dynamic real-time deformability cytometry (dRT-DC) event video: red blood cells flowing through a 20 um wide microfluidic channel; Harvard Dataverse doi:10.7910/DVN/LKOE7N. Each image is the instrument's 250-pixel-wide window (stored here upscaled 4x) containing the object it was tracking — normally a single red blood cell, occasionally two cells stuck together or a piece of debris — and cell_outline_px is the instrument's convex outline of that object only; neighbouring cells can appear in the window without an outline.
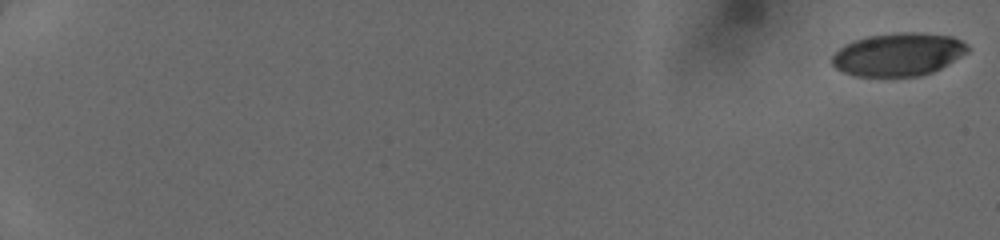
{"species": "human", "species_latin": "Homo sapiens", "temperature_condition": "cold", "stored_images_in_passage": 49, "camera_frame_rate_fps": 3000, "um_per_image_px": 0.085, "donor": {"sex": "female"}, "frame": {"image": 1, "passage_image": 1, "time_ms": 0.0, "image_size_px": [1000, 240], "cell_outline_px": [[968, 52], [948, 64], [932, 72], [920, 76], [856, 76], [844, 72], [836, 68], [832, 64], [832, 56], [844, 44], [852, 40], [868, 36], [900, 32], [916, 32], [952, 36], [968, 44]], "centroid_in_image_um": [76.35, 4.62], "position_along_channel_um": 8.6, "area_um2": 33.99}}
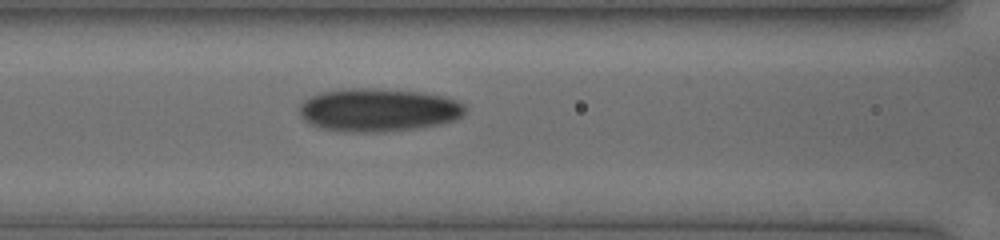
{"frame": {"image": 2, "passage_image": 23, "time_ms": 8.333, "image_size_px": [1000, 240], "cell_outline_px": [[464, 112], [460, 116], [452, 120], [440, 124], [416, 128], [376, 132], [364, 132], [320, 128], [312, 124], [300, 112], [300, 104], [304, 100], [320, 92], [352, 88], [372, 88], [424, 92], [444, 96], [456, 100], [464, 104]], "centroid_in_image_um": [32.19, 9.33], "position_along_channel_um": 134.4, "area_um2": 41.04}}
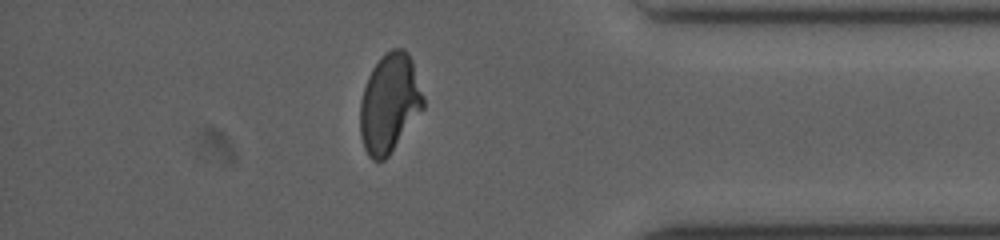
{"frame": {"image": 3, "passage_image": 41, "time_ms": 15.0, "image_size_px": [1000, 240], "cell_outline_px": [[424, 108], [388, 156], [384, 160], [372, 160], [368, 156], [364, 148], [360, 136], [360, 100], [368, 76], [372, 68], [380, 56], [384, 52], [392, 48], [404, 48], [408, 52], [412, 60], [424, 96]], "centroid_in_image_um": [33.1, 8.75], "position_along_channel_um": 402.1, "area_um2": 36.65}}